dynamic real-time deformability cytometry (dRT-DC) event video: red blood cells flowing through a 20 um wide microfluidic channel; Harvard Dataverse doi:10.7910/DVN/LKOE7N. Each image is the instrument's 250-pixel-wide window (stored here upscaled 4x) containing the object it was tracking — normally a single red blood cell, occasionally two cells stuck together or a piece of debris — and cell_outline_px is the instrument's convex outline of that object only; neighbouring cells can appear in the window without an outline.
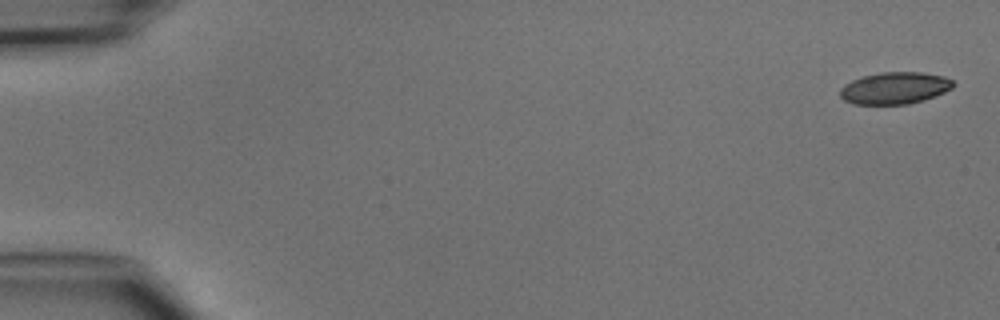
{"species": "common noctule bat (a hibernating species)", "species_latin": "Nyctalus noctula", "temperature_condition": "cold", "stored_images_in_passage": 4, "camera_frame_rate_fps": 3000, "um_per_image_px": 0.085, "animal": {"sex": "male", "body_mass_g": 15.6}, "frame": {"image": 1, "passage_image": 1, "time_ms": 0.0, "image_size_px": [1000, 320], "cell_outline_px": [[956, 84], [952, 88], [936, 96], [924, 100], [908, 104], [852, 104], [844, 100], [840, 96], [840, 88], [844, 84], [852, 80], [864, 76], [880, 72], [920, 72], [944, 76], [952, 80]], "centroid_in_image_um": [76.06, 7.49], "position_along_channel_um": 8.9, "area_um2": 21.15}}
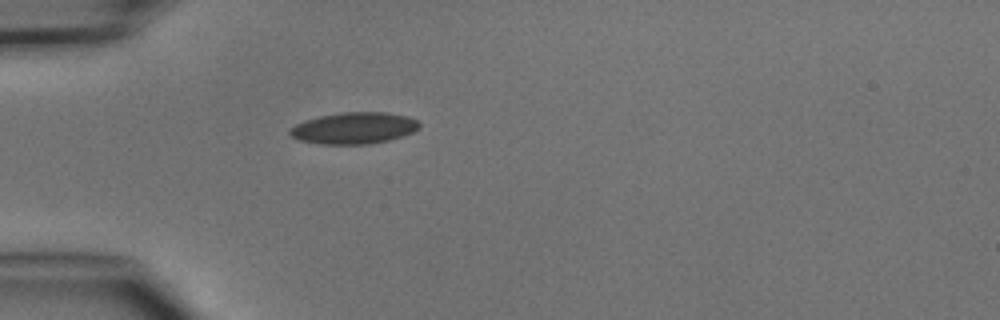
{"frame": {"image": 2, "passage_image": 4, "time_ms": 4.333, "image_size_px": [1000, 320], "cell_outline_px": [[420, 128], [404, 136], [388, 140], [368, 144], [320, 144], [300, 140], [292, 136], [288, 132], [296, 124], [320, 116], [344, 112], [384, 112], [408, 116], [416, 120], [420, 124]], "centroid_in_image_um": [30.13, 10.89], "position_along_channel_um": 54.9, "area_um2": 23.58}}